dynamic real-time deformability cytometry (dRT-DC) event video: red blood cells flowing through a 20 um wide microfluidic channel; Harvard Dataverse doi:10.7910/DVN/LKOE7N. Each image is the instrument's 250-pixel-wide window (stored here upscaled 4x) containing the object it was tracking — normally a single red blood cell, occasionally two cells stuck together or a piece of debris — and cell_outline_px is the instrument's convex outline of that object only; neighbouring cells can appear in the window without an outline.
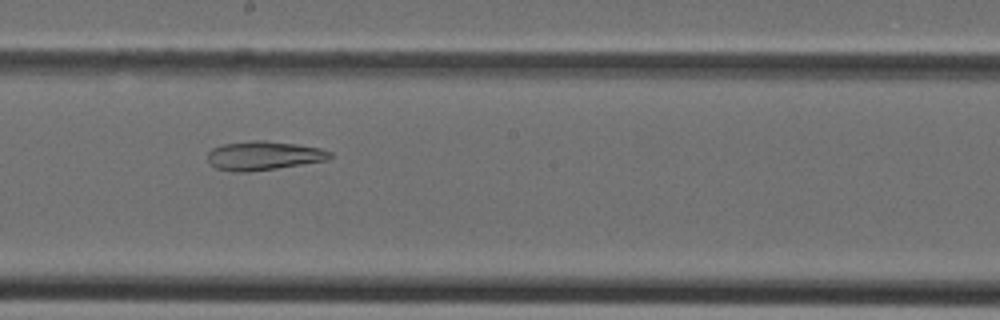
{"species": "Egyptian fruit bat (a non-hibernating species)", "species_latin": "Rousettus aegyptiacus", "temperature_condition": "cold", "stored_images_in_passage": 21, "camera_frame_rate_fps": 3000, "um_per_image_px": 0.085, "animal": {"sex": "female"}, "frame": {"image": 1, "passage_image": 10, "time_ms": 3.0, "image_size_px": [1000, 320], "cell_outline_px": [[332, 156], [328, 160], [276, 168], [248, 172], [232, 172], [216, 168], [208, 160], [208, 152], [212, 148], [224, 144], [252, 140], [264, 140], [296, 144], [320, 148], [332, 152]], "centroid_in_image_um": [22.41, 13.23], "position_along_channel_um": 225.8, "area_um2": 20.58}}
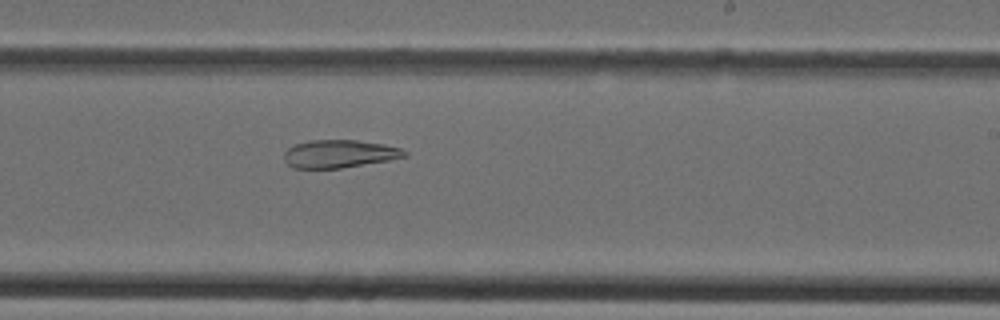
{"frame": {"image": 2, "passage_image": 12, "time_ms": 3.667, "image_size_px": [1000, 320], "cell_outline_px": [[408, 156], [388, 160], [340, 168], [292, 168], [284, 160], [284, 152], [288, 148], [296, 144], [308, 140], [356, 140], [384, 144], [400, 148], [408, 152]], "centroid_in_image_um": [28.84, 13.07], "position_along_channel_um": 260.2, "area_um2": 19.54}}